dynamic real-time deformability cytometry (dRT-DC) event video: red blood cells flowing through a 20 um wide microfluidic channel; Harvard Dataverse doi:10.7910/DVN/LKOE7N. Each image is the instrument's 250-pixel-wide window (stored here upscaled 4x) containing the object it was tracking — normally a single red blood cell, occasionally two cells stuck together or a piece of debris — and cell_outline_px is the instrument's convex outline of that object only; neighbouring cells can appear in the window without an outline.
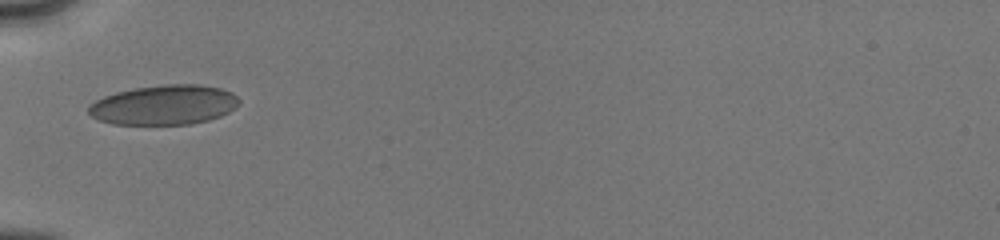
{"species": "human", "species_latin": "Homo sapiens", "temperature_condition": "cold", "stored_images_in_passage": 7, "camera_frame_rate_fps": 3000, "um_per_image_px": 0.085, "donor": {"sex": "male"}, "frame": {"image": 1, "passage_image": 1, "time_ms": 0.0, "image_size_px": [1000, 240], "cell_outline_px": [[240, 100], [228, 112], [220, 116], [208, 120], [192, 124], [112, 124], [96, 120], [88, 112], [88, 104], [104, 96], [116, 92], [136, 88], [164, 84], [200, 84], [220, 88], [232, 92]], "centroid_in_image_um": [13.91, 8.92], "position_along_channel_um": 71.1, "area_um2": 34.85}}
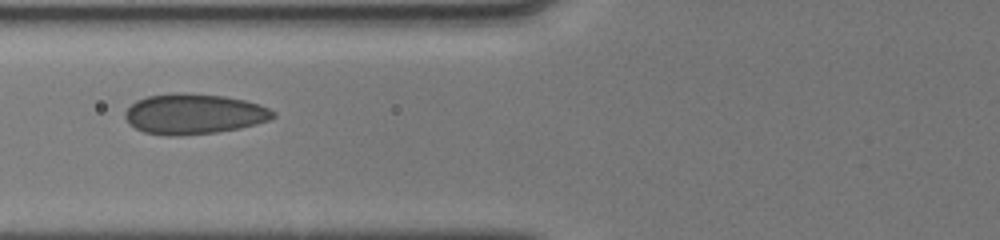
{"frame": {"image": 2, "passage_image": 6, "time_ms": 1.0, "image_size_px": [1000, 240], "cell_outline_px": [[276, 116], [272, 120], [240, 128], [216, 132], [180, 136], [164, 136], [144, 132], [128, 124], [124, 116], [124, 112], [136, 100], [148, 96], [176, 92], [188, 92], [224, 96], [244, 100], [260, 104], [276, 112]], "centroid_in_image_um": [16.49, 9.69], "position_along_channel_um": 109.3, "area_um2": 35.26}}